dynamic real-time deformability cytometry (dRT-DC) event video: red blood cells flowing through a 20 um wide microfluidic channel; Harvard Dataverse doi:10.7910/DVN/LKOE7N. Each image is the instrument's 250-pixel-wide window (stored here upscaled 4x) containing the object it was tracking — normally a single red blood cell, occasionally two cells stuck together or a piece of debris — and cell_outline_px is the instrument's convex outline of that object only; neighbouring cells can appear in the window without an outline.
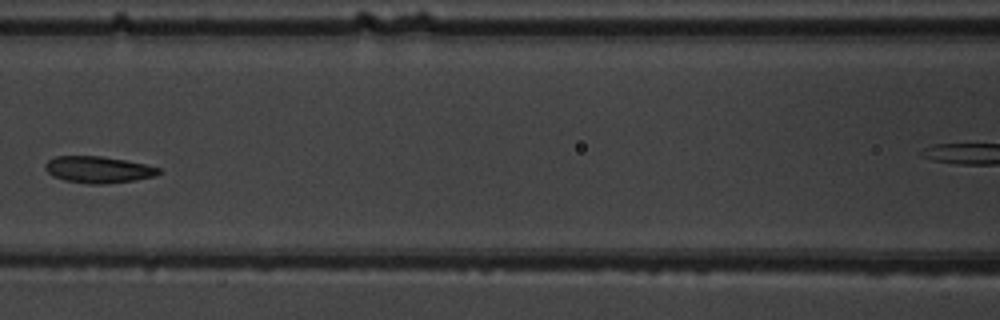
{"species": "common noctule bat (a hibernating species)", "species_latin": "Nyctalus noctula", "temperature_condition": "warm", "stored_images_in_passage": 8, "segment_of_instrument_passage": [1, 2], "camera_frame_rate_fps": 3000, "um_per_image_px": 0.085, "animal": {"sex": "male", "body_mass_g": 19.5, "forearm_length_mm": 54.6}, "frame": {"image": 1, "passage_image": 5, "time_ms": 5.667, "image_size_px": [1000, 320], "cell_outline_px": [[160, 172], [156, 176], [132, 180], [104, 184], [88, 184], [64, 180], [52, 176], [44, 168], [44, 164], [48, 160], [56, 156], [100, 156], [124, 160], [144, 164], [160, 168]], "centroid_in_image_um": [8.31, 14.42], "position_along_channel_um": 158.3, "area_um2": 17.51}}
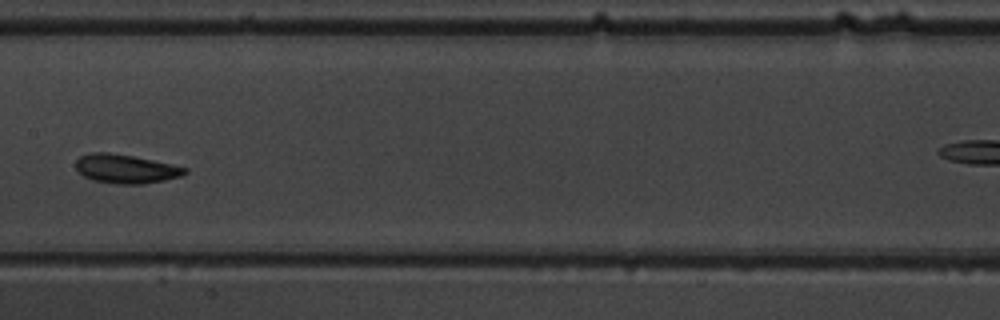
{"frame": {"image": 2, "passage_image": 6, "time_ms": 6.667, "image_size_px": [1000, 320], "cell_outline_px": [[188, 172], [180, 176], [164, 180], [144, 184], [120, 184], [92, 180], [84, 176], [76, 168], [76, 160], [80, 156], [92, 152], [108, 152], [132, 156], [172, 164], [188, 168]], "centroid_in_image_um": [10.69, 14.35], "position_along_channel_um": 196.7, "area_um2": 18.26}}
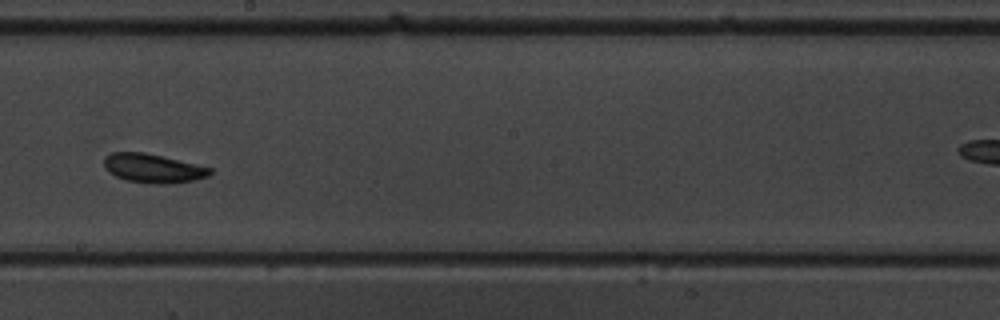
{"frame": {"image": 3, "passage_image": 7, "time_ms": 7.667, "image_size_px": [1000, 320], "cell_outline_px": [[212, 172], [208, 176], [192, 180], [168, 184], [156, 184], [128, 180], [116, 176], [108, 172], [104, 168], [104, 156], [112, 152], [144, 152], [196, 164], [212, 168]], "centroid_in_image_um": [12.98, 14.3], "position_along_channel_um": 235.2, "area_um2": 17.74}}